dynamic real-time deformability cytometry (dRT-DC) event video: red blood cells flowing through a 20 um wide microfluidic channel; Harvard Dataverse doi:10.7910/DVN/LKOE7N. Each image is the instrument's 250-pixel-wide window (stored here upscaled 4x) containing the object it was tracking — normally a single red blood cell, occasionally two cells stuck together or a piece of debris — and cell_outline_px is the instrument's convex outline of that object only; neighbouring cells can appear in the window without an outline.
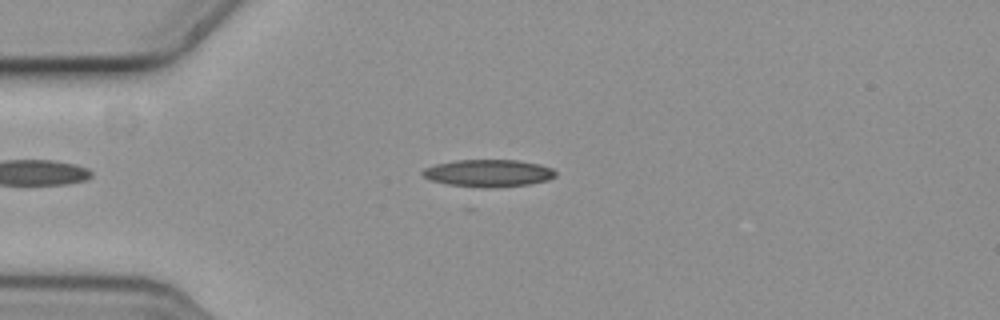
{"species": "common noctule bat (a hibernating species)", "species_latin": "Nyctalus noctula", "temperature_condition": "cold", "stored_images_in_passage": 4, "camera_frame_rate_fps": 3000, "um_per_image_px": 0.085, "animal": {"sex": "female", "body_mass_g": 19.3, "forearm_length_mm": 54.1}, "frame": {"image": 1, "passage_image": 1, "time_ms": 0.0, "image_size_px": [1000, 320], "cell_outline_px": [[556, 176], [548, 180], [528, 184], [488, 188], [484, 188], [448, 184], [428, 180], [420, 172], [424, 168], [436, 164], [456, 160], [516, 160], [540, 164], [552, 168], [556, 172]], "centroid_in_image_um": [41.5, 14.71], "position_along_channel_um": 43.5, "area_um2": 21.15}}
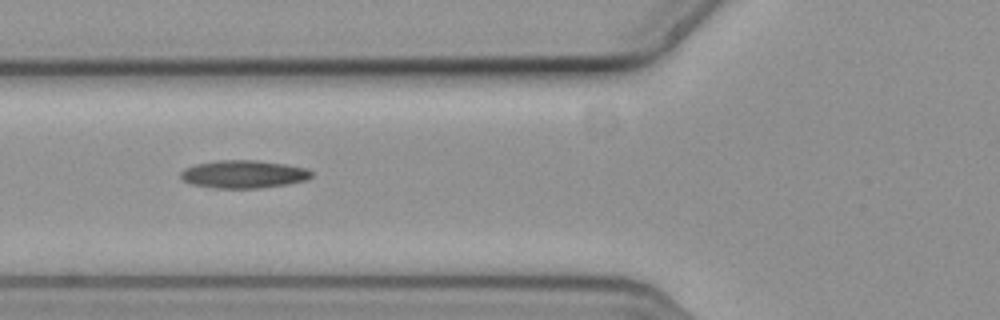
{"frame": {"image": 2, "passage_image": 3, "time_ms": 0.667, "image_size_px": [1000, 320], "cell_outline_px": [[312, 176], [308, 180], [288, 184], [260, 188], [212, 188], [192, 184], [184, 180], [180, 176], [180, 172], [184, 168], [196, 164], [216, 160], [256, 160], [284, 164], [308, 168], [312, 172]], "centroid_in_image_um": [20.72, 14.81], "position_along_channel_um": 105.1, "area_um2": 21.39}}
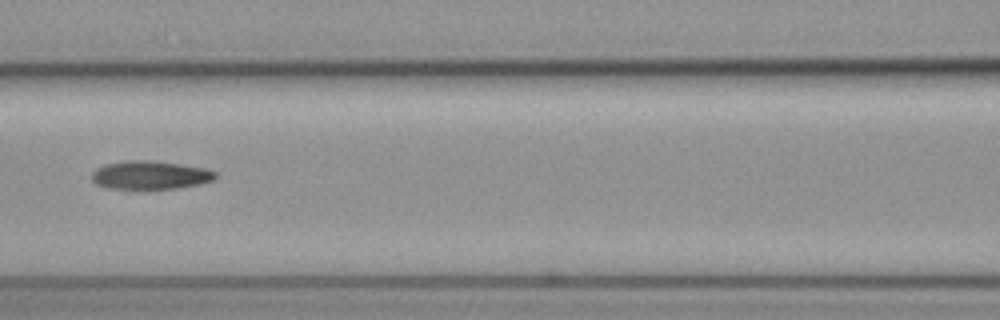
{"frame": {"image": 3, "passage_image": 4, "time_ms": 1.0, "image_size_px": [1000, 320], "cell_outline_px": [[216, 176], [212, 180], [200, 184], [176, 188], [148, 192], [108, 188], [96, 184], [92, 180], [92, 172], [96, 168], [104, 164], [128, 160], [148, 160], [180, 164], [208, 168], [216, 172]], "centroid_in_image_um": [12.74, 14.92], "position_along_channel_um": 153.9, "area_um2": 21.33}}